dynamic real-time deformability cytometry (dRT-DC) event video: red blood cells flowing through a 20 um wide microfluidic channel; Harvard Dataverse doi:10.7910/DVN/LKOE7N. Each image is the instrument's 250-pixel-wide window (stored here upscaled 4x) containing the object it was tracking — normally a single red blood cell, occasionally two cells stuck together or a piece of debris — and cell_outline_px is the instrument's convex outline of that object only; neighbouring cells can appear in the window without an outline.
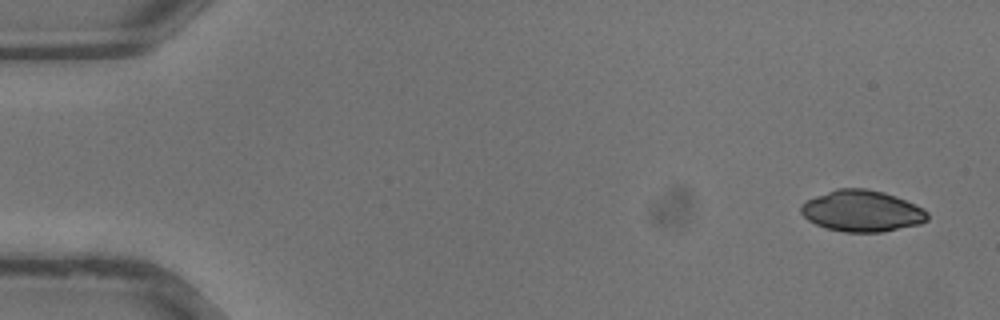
{"species": "common noctule bat (a hibernating species)", "species_latin": "Nyctalus noctula", "temperature_condition": "warm", "stored_images_in_passage": 17, "camera_frame_rate_fps": 3000, "um_per_image_px": 0.085, "animal": {"sex": "male", "body_mass_g": 13.3}, "frame": {"image": 1, "passage_image": 1, "time_ms": 0.0, "image_size_px": [1000, 320], "cell_outline_px": [[928, 220], [920, 224], [884, 232], [844, 232], [824, 228], [808, 220], [800, 212], [800, 204], [816, 196], [836, 188], [864, 188], [884, 192], [896, 196], [916, 204], [924, 208], [928, 212]], "centroid_in_image_um": [73.28, 17.94], "position_along_channel_um": 11.7, "area_um2": 30.75}}
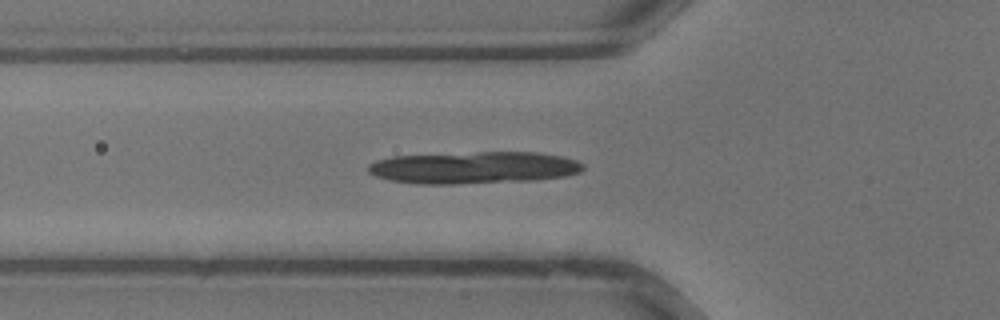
{"frame": {"image": 2, "passage_image": 12, "time_ms": 3.667, "image_size_px": [1000, 320], "cell_outline_px": [[584, 168], [580, 172], [564, 176], [532, 180], [460, 184], [416, 184], [388, 180], [376, 176], [368, 172], [364, 168], [368, 164], [376, 160], [392, 156], [480, 152], [536, 152], [560, 156], [576, 160], [584, 164]], "centroid_in_image_um": [40.21, 14.25], "position_along_channel_um": 85.6, "area_um2": 40.4}}
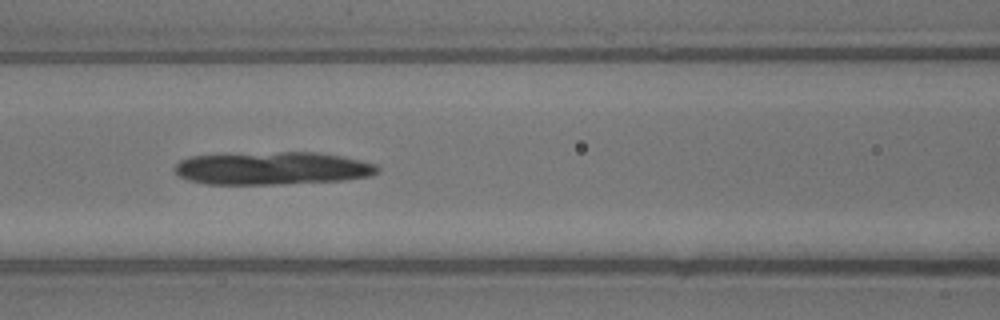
{"frame": {"image": 3, "passage_image": 15, "time_ms": 4.667, "image_size_px": [1000, 320], "cell_outline_px": [[380, 172], [372, 176], [344, 180], [284, 184], [204, 184], [188, 180], [180, 176], [176, 172], [176, 164], [180, 160], [192, 156], [280, 152], [320, 152], [360, 160], [376, 164], [380, 168]], "centroid_in_image_um": [23.21, 14.31], "position_along_channel_um": 143.4, "area_um2": 38.84}}